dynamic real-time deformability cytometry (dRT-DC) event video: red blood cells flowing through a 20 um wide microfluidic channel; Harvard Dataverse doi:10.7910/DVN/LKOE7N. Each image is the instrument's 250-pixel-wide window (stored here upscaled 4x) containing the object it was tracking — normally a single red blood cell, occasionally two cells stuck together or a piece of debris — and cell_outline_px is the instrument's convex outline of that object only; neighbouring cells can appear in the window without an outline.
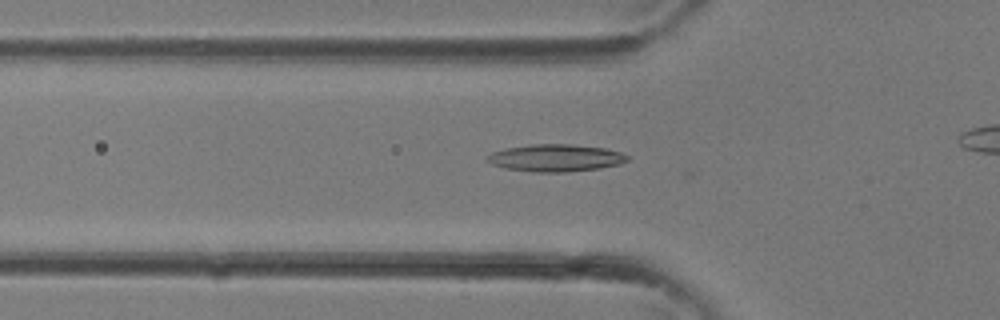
{"species": "common noctule bat (a hibernating species)", "species_latin": "Nyctalus noctula", "temperature_condition": "room temperature", "stored_images_in_passage": 16, "camera_frame_rate_fps": 3000, "um_per_image_px": 0.085, "animal": {"sex": "female"}, "frame": {"image": 1, "passage_image": 14, "time_ms": 4.333, "image_size_px": [1000, 320], "cell_outline_px": [[628, 160], [620, 164], [600, 168], [568, 172], [536, 172], [504, 168], [492, 164], [484, 156], [492, 152], [508, 148], [532, 144], [572, 144], [604, 148], [620, 152], [628, 156]], "centroid_in_image_um": [47.23, 13.42], "position_along_channel_um": 78.6, "area_um2": 22.2}}